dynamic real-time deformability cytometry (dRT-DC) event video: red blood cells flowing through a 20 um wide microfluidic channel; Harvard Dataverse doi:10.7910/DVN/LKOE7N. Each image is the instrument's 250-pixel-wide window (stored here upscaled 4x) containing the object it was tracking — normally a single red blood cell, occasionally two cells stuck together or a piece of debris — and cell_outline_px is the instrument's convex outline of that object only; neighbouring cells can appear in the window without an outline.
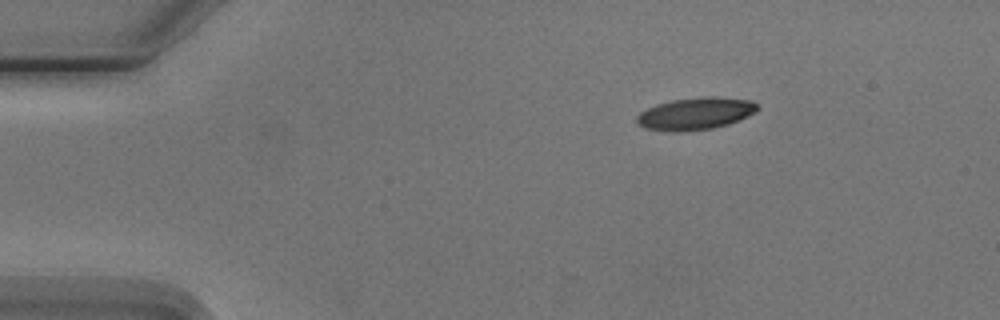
{"species": "Egyptian fruit bat (a non-hibernating species)", "species_latin": "Rousettus aegyptiacus", "temperature_condition": "cold", "stored_images_in_passage": 3, "camera_frame_rate_fps": 3000, "um_per_image_px": 0.085, "animal": {"sex": "male"}, "frame": {"image": 1, "passage_image": 1, "time_ms": 0.0, "image_size_px": [1000, 320], "cell_outline_px": [[760, 108], [756, 112], [748, 116], [728, 124], [712, 128], [680, 132], [672, 132], [648, 128], [640, 124], [636, 120], [636, 116], [640, 112], [656, 104], [672, 100], [708, 96], [716, 96], [752, 100]], "centroid_in_image_um": [59.15, 9.65], "position_along_channel_um": 25.9, "area_um2": 22.6}}